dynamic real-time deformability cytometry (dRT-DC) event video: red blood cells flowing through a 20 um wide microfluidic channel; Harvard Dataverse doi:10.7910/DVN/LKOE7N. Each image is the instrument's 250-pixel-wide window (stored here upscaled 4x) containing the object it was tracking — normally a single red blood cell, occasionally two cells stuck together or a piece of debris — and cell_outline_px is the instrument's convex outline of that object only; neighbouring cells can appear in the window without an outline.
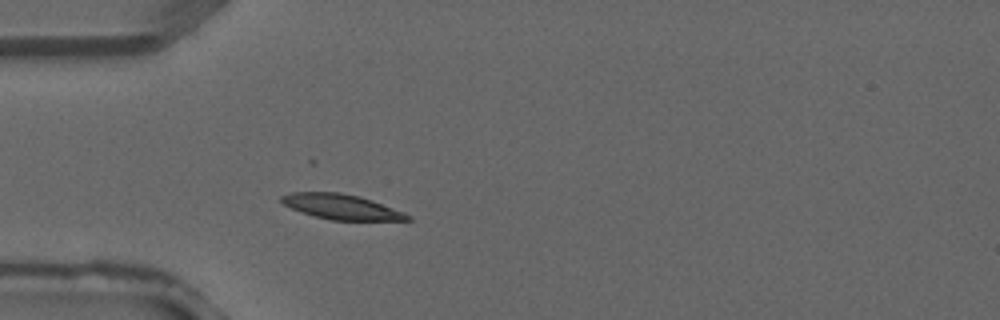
{"species": "common noctule bat (a hibernating species)", "species_latin": "Nyctalus noctula", "temperature_condition": "warm", "stored_images_in_passage": 1, "camera_frame_rate_fps": 3000, "um_per_image_px": 0.085, "animal": {"sex": "male", "forearm_length_mm": 52.5}, "frame": {"image": 1, "passage_image": 1, "time_ms": 0.0, "image_size_px": [1000, 320], "cell_outline_px": [[412, 220], [332, 220], [300, 212], [284, 204], [280, 200], [280, 196], [288, 192], [340, 192], [360, 196], [372, 200], [404, 212], [412, 216]], "centroid_in_image_um": [29.01, 17.57], "position_along_channel_um": 56.0, "area_um2": 18.44}}